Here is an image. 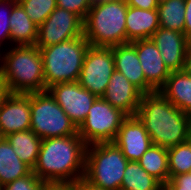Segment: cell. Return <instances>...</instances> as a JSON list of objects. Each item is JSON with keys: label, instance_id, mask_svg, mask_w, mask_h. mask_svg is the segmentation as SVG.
Listing matches in <instances>:
<instances>
[{"label": "cell", "instance_id": "obj_1", "mask_svg": "<svg viewBox=\"0 0 191 190\" xmlns=\"http://www.w3.org/2000/svg\"><path fill=\"white\" fill-rule=\"evenodd\" d=\"M135 115L154 145L170 148L191 138V116L178 109L159 91L143 94Z\"/></svg>", "mask_w": 191, "mask_h": 190}, {"label": "cell", "instance_id": "obj_2", "mask_svg": "<svg viewBox=\"0 0 191 190\" xmlns=\"http://www.w3.org/2000/svg\"><path fill=\"white\" fill-rule=\"evenodd\" d=\"M86 149L78 134L43 139L32 171L43 181L74 184L84 178Z\"/></svg>", "mask_w": 191, "mask_h": 190}, {"label": "cell", "instance_id": "obj_3", "mask_svg": "<svg viewBox=\"0 0 191 190\" xmlns=\"http://www.w3.org/2000/svg\"><path fill=\"white\" fill-rule=\"evenodd\" d=\"M1 75L10 93L45 91L42 55L35 45L11 46L4 50Z\"/></svg>", "mask_w": 191, "mask_h": 190}, {"label": "cell", "instance_id": "obj_4", "mask_svg": "<svg viewBox=\"0 0 191 190\" xmlns=\"http://www.w3.org/2000/svg\"><path fill=\"white\" fill-rule=\"evenodd\" d=\"M125 0H108L92 4L83 20V35L90 46L113 47L126 44Z\"/></svg>", "mask_w": 191, "mask_h": 190}, {"label": "cell", "instance_id": "obj_5", "mask_svg": "<svg viewBox=\"0 0 191 190\" xmlns=\"http://www.w3.org/2000/svg\"><path fill=\"white\" fill-rule=\"evenodd\" d=\"M90 44L83 36L39 48L43 60L45 91L54 84L79 80Z\"/></svg>", "mask_w": 191, "mask_h": 190}, {"label": "cell", "instance_id": "obj_6", "mask_svg": "<svg viewBox=\"0 0 191 190\" xmlns=\"http://www.w3.org/2000/svg\"><path fill=\"white\" fill-rule=\"evenodd\" d=\"M128 160L114 142L87 145L84 179L105 190H118Z\"/></svg>", "mask_w": 191, "mask_h": 190}, {"label": "cell", "instance_id": "obj_7", "mask_svg": "<svg viewBox=\"0 0 191 190\" xmlns=\"http://www.w3.org/2000/svg\"><path fill=\"white\" fill-rule=\"evenodd\" d=\"M32 130L39 138L78 134V128L48 90L30 93Z\"/></svg>", "mask_w": 191, "mask_h": 190}, {"label": "cell", "instance_id": "obj_8", "mask_svg": "<svg viewBox=\"0 0 191 190\" xmlns=\"http://www.w3.org/2000/svg\"><path fill=\"white\" fill-rule=\"evenodd\" d=\"M126 117L121 110L111 106L102 97H97L78 128V135L87 145L113 142Z\"/></svg>", "mask_w": 191, "mask_h": 190}, {"label": "cell", "instance_id": "obj_9", "mask_svg": "<svg viewBox=\"0 0 191 190\" xmlns=\"http://www.w3.org/2000/svg\"><path fill=\"white\" fill-rule=\"evenodd\" d=\"M114 71L112 47L89 46L78 82L92 94L102 97Z\"/></svg>", "mask_w": 191, "mask_h": 190}, {"label": "cell", "instance_id": "obj_10", "mask_svg": "<svg viewBox=\"0 0 191 190\" xmlns=\"http://www.w3.org/2000/svg\"><path fill=\"white\" fill-rule=\"evenodd\" d=\"M83 36V19L66 9L56 7L38 27L35 46L48 47Z\"/></svg>", "mask_w": 191, "mask_h": 190}, {"label": "cell", "instance_id": "obj_11", "mask_svg": "<svg viewBox=\"0 0 191 190\" xmlns=\"http://www.w3.org/2000/svg\"><path fill=\"white\" fill-rule=\"evenodd\" d=\"M77 128L85 121L97 96L78 81L57 83L47 89Z\"/></svg>", "mask_w": 191, "mask_h": 190}, {"label": "cell", "instance_id": "obj_12", "mask_svg": "<svg viewBox=\"0 0 191 190\" xmlns=\"http://www.w3.org/2000/svg\"><path fill=\"white\" fill-rule=\"evenodd\" d=\"M30 93H10L0 106V135L30 130Z\"/></svg>", "mask_w": 191, "mask_h": 190}, {"label": "cell", "instance_id": "obj_13", "mask_svg": "<svg viewBox=\"0 0 191 190\" xmlns=\"http://www.w3.org/2000/svg\"><path fill=\"white\" fill-rule=\"evenodd\" d=\"M113 142L128 161H138L152 145L148 132L136 115L125 118Z\"/></svg>", "mask_w": 191, "mask_h": 190}, {"label": "cell", "instance_id": "obj_14", "mask_svg": "<svg viewBox=\"0 0 191 190\" xmlns=\"http://www.w3.org/2000/svg\"><path fill=\"white\" fill-rule=\"evenodd\" d=\"M143 93L121 72L115 70L102 98L127 116L136 114Z\"/></svg>", "mask_w": 191, "mask_h": 190}, {"label": "cell", "instance_id": "obj_15", "mask_svg": "<svg viewBox=\"0 0 191 190\" xmlns=\"http://www.w3.org/2000/svg\"><path fill=\"white\" fill-rule=\"evenodd\" d=\"M170 72L182 71L189 39L184 33L159 27L151 36Z\"/></svg>", "mask_w": 191, "mask_h": 190}, {"label": "cell", "instance_id": "obj_16", "mask_svg": "<svg viewBox=\"0 0 191 190\" xmlns=\"http://www.w3.org/2000/svg\"><path fill=\"white\" fill-rule=\"evenodd\" d=\"M131 43L136 48L146 81L156 91H159L171 73L165 66L160 51L151 38L136 40Z\"/></svg>", "mask_w": 191, "mask_h": 190}, {"label": "cell", "instance_id": "obj_17", "mask_svg": "<svg viewBox=\"0 0 191 190\" xmlns=\"http://www.w3.org/2000/svg\"><path fill=\"white\" fill-rule=\"evenodd\" d=\"M115 70L121 72L143 94L156 90L146 81L135 46L129 42L112 47Z\"/></svg>", "mask_w": 191, "mask_h": 190}, {"label": "cell", "instance_id": "obj_18", "mask_svg": "<svg viewBox=\"0 0 191 190\" xmlns=\"http://www.w3.org/2000/svg\"><path fill=\"white\" fill-rule=\"evenodd\" d=\"M159 27L157 9L144 10L128 6L126 15V43L149 39Z\"/></svg>", "mask_w": 191, "mask_h": 190}, {"label": "cell", "instance_id": "obj_19", "mask_svg": "<svg viewBox=\"0 0 191 190\" xmlns=\"http://www.w3.org/2000/svg\"><path fill=\"white\" fill-rule=\"evenodd\" d=\"M159 92L178 109L191 116V76L183 71L171 72Z\"/></svg>", "mask_w": 191, "mask_h": 190}, {"label": "cell", "instance_id": "obj_20", "mask_svg": "<svg viewBox=\"0 0 191 190\" xmlns=\"http://www.w3.org/2000/svg\"><path fill=\"white\" fill-rule=\"evenodd\" d=\"M9 22L11 46L36 44L38 26L30 19L18 2L12 7Z\"/></svg>", "mask_w": 191, "mask_h": 190}, {"label": "cell", "instance_id": "obj_21", "mask_svg": "<svg viewBox=\"0 0 191 190\" xmlns=\"http://www.w3.org/2000/svg\"><path fill=\"white\" fill-rule=\"evenodd\" d=\"M32 169L23 163L6 139H0V187L26 176Z\"/></svg>", "mask_w": 191, "mask_h": 190}, {"label": "cell", "instance_id": "obj_22", "mask_svg": "<svg viewBox=\"0 0 191 190\" xmlns=\"http://www.w3.org/2000/svg\"><path fill=\"white\" fill-rule=\"evenodd\" d=\"M20 160L32 170L36 165L42 138L32 130L13 132L6 136Z\"/></svg>", "mask_w": 191, "mask_h": 190}, {"label": "cell", "instance_id": "obj_23", "mask_svg": "<svg viewBox=\"0 0 191 190\" xmlns=\"http://www.w3.org/2000/svg\"><path fill=\"white\" fill-rule=\"evenodd\" d=\"M138 162L149 175L157 179L162 185L169 180L167 148L152 144Z\"/></svg>", "mask_w": 191, "mask_h": 190}, {"label": "cell", "instance_id": "obj_24", "mask_svg": "<svg viewBox=\"0 0 191 190\" xmlns=\"http://www.w3.org/2000/svg\"><path fill=\"white\" fill-rule=\"evenodd\" d=\"M123 190H162V184L149 175L138 161H128L121 188Z\"/></svg>", "mask_w": 191, "mask_h": 190}, {"label": "cell", "instance_id": "obj_25", "mask_svg": "<svg viewBox=\"0 0 191 190\" xmlns=\"http://www.w3.org/2000/svg\"><path fill=\"white\" fill-rule=\"evenodd\" d=\"M157 11L161 28L184 33L185 0H160Z\"/></svg>", "mask_w": 191, "mask_h": 190}, {"label": "cell", "instance_id": "obj_26", "mask_svg": "<svg viewBox=\"0 0 191 190\" xmlns=\"http://www.w3.org/2000/svg\"><path fill=\"white\" fill-rule=\"evenodd\" d=\"M169 179L188 173L191 168V138L176 146L167 148Z\"/></svg>", "mask_w": 191, "mask_h": 190}, {"label": "cell", "instance_id": "obj_27", "mask_svg": "<svg viewBox=\"0 0 191 190\" xmlns=\"http://www.w3.org/2000/svg\"><path fill=\"white\" fill-rule=\"evenodd\" d=\"M30 19L39 27L56 9V0H17Z\"/></svg>", "mask_w": 191, "mask_h": 190}, {"label": "cell", "instance_id": "obj_28", "mask_svg": "<svg viewBox=\"0 0 191 190\" xmlns=\"http://www.w3.org/2000/svg\"><path fill=\"white\" fill-rule=\"evenodd\" d=\"M17 0H0V47L4 50L11 47L10 38V14ZM8 43V44H7Z\"/></svg>", "mask_w": 191, "mask_h": 190}, {"label": "cell", "instance_id": "obj_29", "mask_svg": "<svg viewBox=\"0 0 191 190\" xmlns=\"http://www.w3.org/2000/svg\"><path fill=\"white\" fill-rule=\"evenodd\" d=\"M44 182L32 171L30 174L2 186L1 190H40Z\"/></svg>", "mask_w": 191, "mask_h": 190}, {"label": "cell", "instance_id": "obj_30", "mask_svg": "<svg viewBox=\"0 0 191 190\" xmlns=\"http://www.w3.org/2000/svg\"><path fill=\"white\" fill-rule=\"evenodd\" d=\"M57 6L79 15L85 19L92 6L91 0H56Z\"/></svg>", "mask_w": 191, "mask_h": 190}, {"label": "cell", "instance_id": "obj_31", "mask_svg": "<svg viewBox=\"0 0 191 190\" xmlns=\"http://www.w3.org/2000/svg\"><path fill=\"white\" fill-rule=\"evenodd\" d=\"M162 188H188L191 189V174L184 173L169 179Z\"/></svg>", "mask_w": 191, "mask_h": 190}, {"label": "cell", "instance_id": "obj_32", "mask_svg": "<svg viewBox=\"0 0 191 190\" xmlns=\"http://www.w3.org/2000/svg\"><path fill=\"white\" fill-rule=\"evenodd\" d=\"M130 7L144 10H154L158 8L159 0H125Z\"/></svg>", "mask_w": 191, "mask_h": 190}, {"label": "cell", "instance_id": "obj_33", "mask_svg": "<svg viewBox=\"0 0 191 190\" xmlns=\"http://www.w3.org/2000/svg\"><path fill=\"white\" fill-rule=\"evenodd\" d=\"M40 190H74V184L70 182L45 181Z\"/></svg>", "mask_w": 191, "mask_h": 190}, {"label": "cell", "instance_id": "obj_34", "mask_svg": "<svg viewBox=\"0 0 191 190\" xmlns=\"http://www.w3.org/2000/svg\"><path fill=\"white\" fill-rule=\"evenodd\" d=\"M184 34L189 40H191V0H185Z\"/></svg>", "mask_w": 191, "mask_h": 190}, {"label": "cell", "instance_id": "obj_35", "mask_svg": "<svg viewBox=\"0 0 191 190\" xmlns=\"http://www.w3.org/2000/svg\"><path fill=\"white\" fill-rule=\"evenodd\" d=\"M182 71L186 73L187 75L191 76V40H189L187 48H186Z\"/></svg>", "mask_w": 191, "mask_h": 190}, {"label": "cell", "instance_id": "obj_36", "mask_svg": "<svg viewBox=\"0 0 191 190\" xmlns=\"http://www.w3.org/2000/svg\"><path fill=\"white\" fill-rule=\"evenodd\" d=\"M74 190H105V189L93 186L92 184L87 182L84 178H81L80 180L74 183Z\"/></svg>", "mask_w": 191, "mask_h": 190}, {"label": "cell", "instance_id": "obj_37", "mask_svg": "<svg viewBox=\"0 0 191 190\" xmlns=\"http://www.w3.org/2000/svg\"><path fill=\"white\" fill-rule=\"evenodd\" d=\"M9 94L10 92L8 90L7 83L0 73V106Z\"/></svg>", "mask_w": 191, "mask_h": 190}, {"label": "cell", "instance_id": "obj_38", "mask_svg": "<svg viewBox=\"0 0 191 190\" xmlns=\"http://www.w3.org/2000/svg\"><path fill=\"white\" fill-rule=\"evenodd\" d=\"M3 48L0 47V73L2 70V61H3Z\"/></svg>", "mask_w": 191, "mask_h": 190}, {"label": "cell", "instance_id": "obj_39", "mask_svg": "<svg viewBox=\"0 0 191 190\" xmlns=\"http://www.w3.org/2000/svg\"><path fill=\"white\" fill-rule=\"evenodd\" d=\"M162 190H191L188 188H162Z\"/></svg>", "mask_w": 191, "mask_h": 190}, {"label": "cell", "instance_id": "obj_40", "mask_svg": "<svg viewBox=\"0 0 191 190\" xmlns=\"http://www.w3.org/2000/svg\"><path fill=\"white\" fill-rule=\"evenodd\" d=\"M91 1H92V4H98V3H102V2H105L108 0H91Z\"/></svg>", "mask_w": 191, "mask_h": 190}]
</instances>
